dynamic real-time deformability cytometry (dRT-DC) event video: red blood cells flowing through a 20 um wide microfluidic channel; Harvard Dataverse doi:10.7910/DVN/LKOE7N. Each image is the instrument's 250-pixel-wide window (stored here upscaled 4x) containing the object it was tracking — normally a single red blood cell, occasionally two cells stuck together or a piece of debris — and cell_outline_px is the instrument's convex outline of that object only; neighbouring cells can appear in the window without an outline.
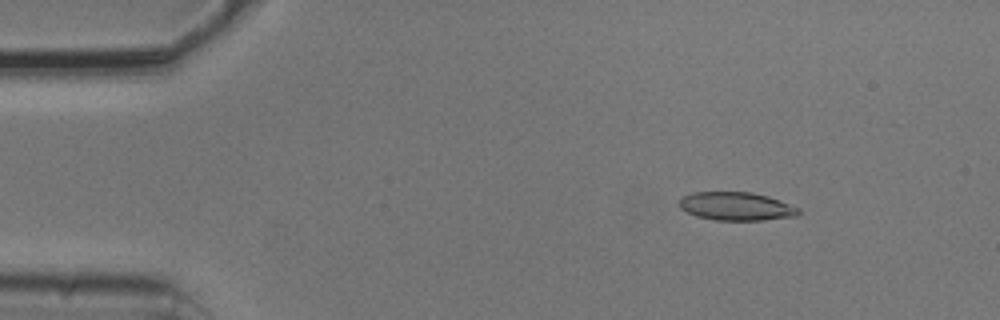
{"species": "common noctule bat (a hibernating species)", "species_latin": "Nyctalus noctula", "temperature_condition": "cold", "stored_images_in_passage": 47, "camera_frame_rate_fps": 3000, "um_per_image_px": 0.085, "animal": {"sex": "male", "body_mass_g": 20.5, "forearm_length_mm": 52.5}, "frame": {"image": 1, "passage_image": 7, "time_ms": 2.0, "image_size_px": [1000, 320], "cell_outline_px": [[800, 212], [796, 216], [764, 220], [716, 220], [696, 216], [680, 208], [676, 204], [684, 196], [692, 192], [752, 192], [768, 196], [780, 200], [800, 208]], "centroid_in_image_um": [62.58, 17.53], "position_along_channel_um": 22.4, "area_um2": 19.77}}
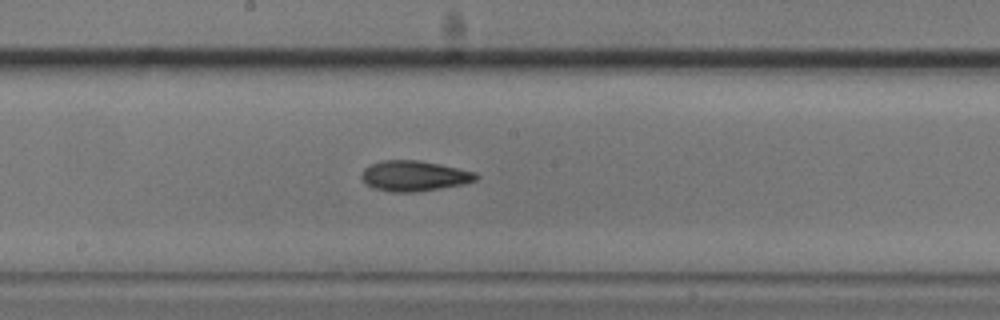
{"frame": {"image": 2, "passage_image": 28, "time_ms": 9.0, "image_size_px": [1000, 320], "cell_outline_px": [[480, 176], [476, 180], [464, 184], [416, 192], [392, 192], [372, 188], [360, 176], [364, 168], [368, 164], [384, 160], [420, 160], [440, 164], [476, 172]], "centroid_in_image_um": [35.21, 14.94], "position_along_channel_um": 213.0, "area_um2": 20.4}}
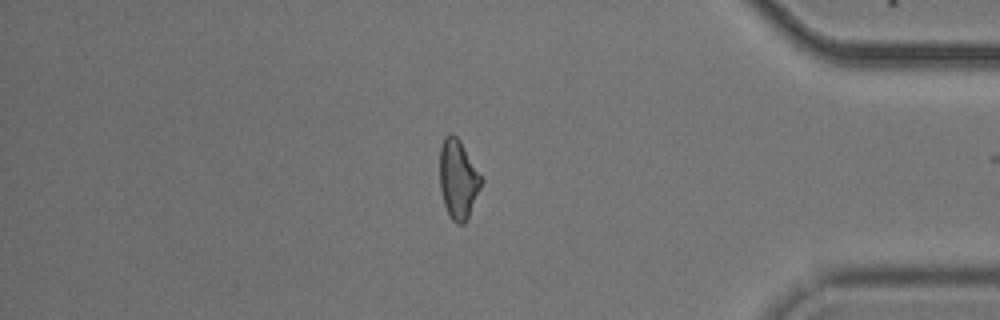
{"frame": {"image": 3, "passage_image": 45, "time_ms": 14.667, "image_size_px": [1000, 320], "cell_outline_px": [[484, 180], [468, 220], [464, 224], [456, 224], [448, 216], [444, 204], [440, 188], [440, 144], [444, 136], [448, 132], [452, 132], [460, 140]], "centroid_in_image_um": [38.94, 15.24], "position_along_channel_um": 396.3, "area_um2": 19.59}, "authors_computed_cell_mechanics": {"area_um2": 19.652, "velocity_mm_per_s": 3.7751, "shape_relaxation_time_tau1_ms": 4.3772, "shape_relaxation_time_tau2_ms": 6.496, "deformation_change_tau1": 0.1455, "deformation_change_tau2": 0.1662}}